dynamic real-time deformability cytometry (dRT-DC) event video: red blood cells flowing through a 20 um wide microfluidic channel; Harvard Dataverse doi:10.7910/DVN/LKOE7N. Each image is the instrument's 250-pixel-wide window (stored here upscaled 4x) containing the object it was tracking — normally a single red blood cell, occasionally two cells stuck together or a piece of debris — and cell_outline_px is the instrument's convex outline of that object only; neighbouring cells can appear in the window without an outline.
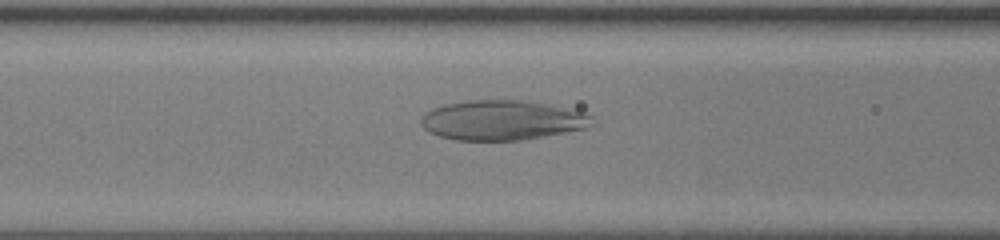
{"species": "human", "species_latin": "Homo sapiens", "temperature_condition": "room temperature", "stored_images_in_passage": 48, "camera_frame_rate_fps": 3000, "um_per_image_px": 0.085, "donor": {"sex": "female"}, "frame": {"image": 1, "passage_image": 19, "time_ms": 6.0, "image_size_px": [1000, 240], "cell_outline_px": [[596, 124], [584, 128], [544, 136], [520, 140], [456, 140], [440, 136], [428, 132], [420, 124], [420, 120], [424, 112], [432, 108], [444, 104], [468, 100], [524, 100], [544, 104], [580, 112], [592, 116]], "centroid_in_image_um": [42.61, 10.22], "position_along_channel_um": 124.0, "area_um2": 39.48}}
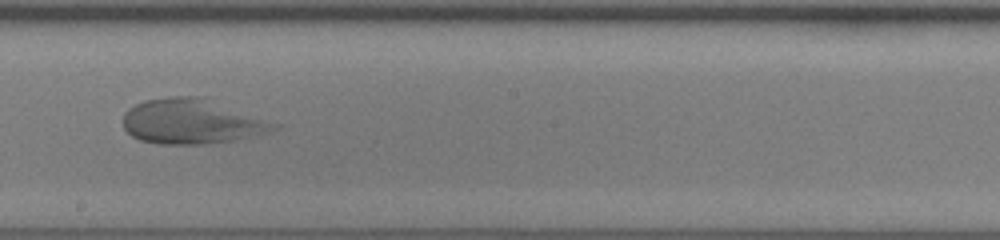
{"frame": {"image": 2, "passage_image": 27, "time_ms": 8.667, "image_size_px": [1000, 240], "cell_outline_px": [[280, 128], [252, 136], [232, 140], [204, 144], [160, 144], [140, 140], [132, 136], [124, 128], [124, 112], [128, 108], [144, 100], [168, 96], [204, 96], [280, 124]], "centroid_in_image_um": [16.3, 10.31], "position_along_channel_um": 231.9, "area_um2": 39.71}}
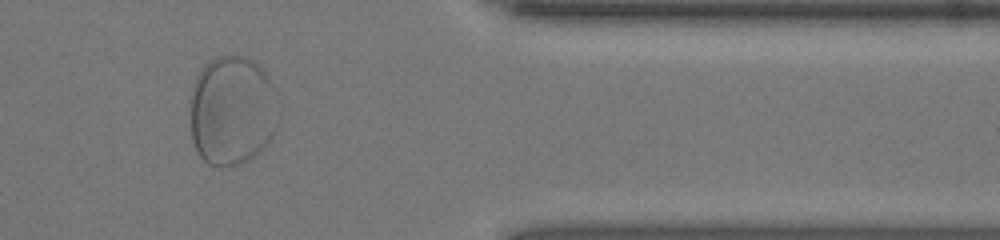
{"frame": {"image": 3, "passage_image": 40, "time_ms": 13.0, "image_size_px": [1000, 240], "cell_outline_px": [[276, 128], [272, 136], [256, 156], [240, 164], [228, 168], [220, 168], [208, 164], [200, 156], [192, 140], [188, 104], [188, 100], [196, 76], [204, 64], [216, 56], [248, 56], [268, 76], [276, 88]], "centroid_in_image_um": [19.69, 9.41], "position_along_channel_um": 391.7, "area_um2": 57.45}}